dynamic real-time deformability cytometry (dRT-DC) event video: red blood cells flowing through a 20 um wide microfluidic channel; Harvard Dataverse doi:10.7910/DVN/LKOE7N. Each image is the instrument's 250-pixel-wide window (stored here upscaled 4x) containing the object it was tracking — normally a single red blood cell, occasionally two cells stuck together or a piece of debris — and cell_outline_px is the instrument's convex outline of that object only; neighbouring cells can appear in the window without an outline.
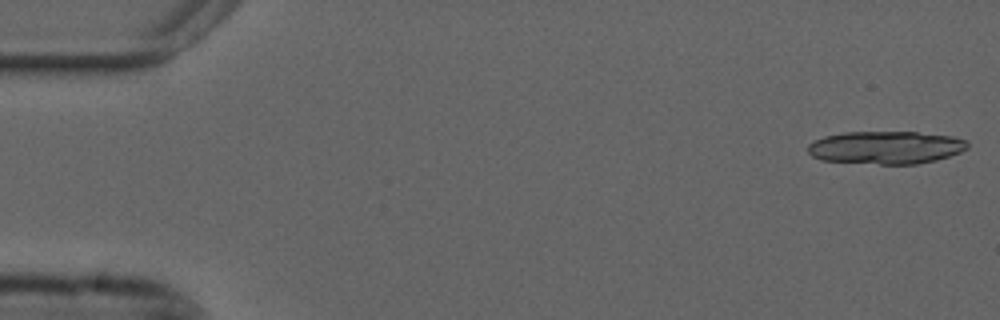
{"species": "common noctule bat (a hibernating species)", "species_latin": "Nyctalus noctula", "temperature_condition": "cold", "stored_images_in_passage": 17, "camera_frame_rate_fps": 3000, "um_per_image_px": 0.085, "animal": {"sex": "male", "forearm_length_mm": 52.5}, "frame": {"image": 1, "passage_image": 1, "time_ms": 0.0, "image_size_px": [1000, 320], "cell_outline_px": [[968, 148], [960, 152], [936, 160], [916, 164], [880, 164], [820, 160], [812, 156], [808, 152], [808, 144], [824, 136], [844, 132], [916, 132], [952, 136], [968, 140]], "centroid_in_image_um": [75.3, 12.53], "position_along_channel_um": 9.7, "area_um2": 30.58}}